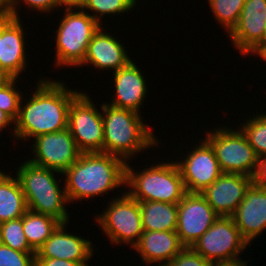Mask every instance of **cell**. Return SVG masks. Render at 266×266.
Wrapping results in <instances>:
<instances>
[{
    "mask_svg": "<svg viewBox=\"0 0 266 266\" xmlns=\"http://www.w3.org/2000/svg\"><path fill=\"white\" fill-rule=\"evenodd\" d=\"M27 104L20 101L19 114L13 127L17 139L36 138L68 128V109L80 93L65 87L61 81L40 79ZM23 105V106H22Z\"/></svg>",
    "mask_w": 266,
    "mask_h": 266,
    "instance_id": "obj_1",
    "label": "cell"
},
{
    "mask_svg": "<svg viewBox=\"0 0 266 266\" xmlns=\"http://www.w3.org/2000/svg\"><path fill=\"white\" fill-rule=\"evenodd\" d=\"M126 161L112 154L81 153L63 174L69 203L89 199L125 186Z\"/></svg>",
    "mask_w": 266,
    "mask_h": 266,
    "instance_id": "obj_2",
    "label": "cell"
},
{
    "mask_svg": "<svg viewBox=\"0 0 266 266\" xmlns=\"http://www.w3.org/2000/svg\"><path fill=\"white\" fill-rule=\"evenodd\" d=\"M104 145L103 153L116 155L129 162L130 157L144 149L158 146L157 137L143 123L138 112L101 104Z\"/></svg>",
    "mask_w": 266,
    "mask_h": 266,
    "instance_id": "obj_3",
    "label": "cell"
},
{
    "mask_svg": "<svg viewBox=\"0 0 266 266\" xmlns=\"http://www.w3.org/2000/svg\"><path fill=\"white\" fill-rule=\"evenodd\" d=\"M16 177L23 191L28 210L52 216L61 223H68L69 214L65 208L68 198L65 187L59 186L54 172H60L41 167L29 160L17 168Z\"/></svg>",
    "mask_w": 266,
    "mask_h": 266,
    "instance_id": "obj_4",
    "label": "cell"
},
{
    "mask_svg": "<svg viewBox=\"0 0 266 266\" xmlns=\"http://www.w3.org/2000/svg\"><path fill=\"white\" fill-rule=\"evenodd\" d=\"M126 163V191L138 202L159 201L178 204L187 193L176 162L159 163L140 173Z\"/></svg>",
    "mask_w": 266,
    "mask_h": 266,
    "instance_id": "obj_5",
    "label": "cell"
},
{
    "mask_svg": "<svg viewBox=\"0 0 266 266\" xmlns=\"http://www.w3.org/2000/svg\"><path fill=\"white\" fill-rule=\"evenodd\" d=\"M65 9L64 16L56 30V59L57 66H80L86 56L88 44L94 33L100 28L88 11Z\"/></svg>",
    "mask_w": 266,
    "mask_h": 266,
    "instance_id": "obj_6",
    "label": "cell"
},
{
    "mask_svg": "<svg viewBox=\"0 0 266 266\" xmlns=\"http://www.w3.org/2000/svg\"><path fill=\"white\" fill-rule=\"evenodd\" d=\"M206 135L205 139L213 147L223 173L254 177L259 158L241 129L236 131L225 126Z\"/></svg>",
    "mask_w": 266,
    "mask_h": 266,
    "instance_id": "obj_7",
    "label": "cell"
},
{
    "mask_svg": "<svg viewBox=\"0 0 266 266\" xmlns=\"http://www.w3.org/2000/svg\"><path fill=\"white\" fill-rule=\"evenodd\" d=\"M124 195L112 199L106 211L96 217V222L108 236L111 244H131L139 241L144 229L141 220L140 204L126 191Z\"/></svg>",
    "mask_w": 266,
    "mask_h": 266,
    "instance_id": "obj_8",
    "label": "cell"
},
{
    "mask_svg": "<svg viewBox=\"0 0 266 266\" xmlns=\"http://www.w3.org/2000/svg\"><path fill=\"white\" fill-rule=\"evenodd\" d=\"M86 93L80 92L68 109V129L81 153H103L104 125Z\"/></svg>",
    "mask_w": 266,
    "mask_h": 266,
    "instance_id": "obj_9",
    "label": "cell"
},
{
    "mask_svg": "<svg viewBox=\"0 0 266 266\" xmlns=\"http://www.w3.org/2000/svg\"><path fill=\"white\" fill-rule=\"evenodd\" d=\"M247 246L248 242L242 237L232 217L219 216L191 248L213 262L239 258L240 252Z\"/></svg>",
    "mask_w": 266,
    "mask_h": 266,
    "instance_id": "obj_10",
    "label": "cell"
},
{
    "mask_svg": "<svg viewBox=\"0 0 266 266\" xmlns=\"http://www.w3.org/2000/svg\"><path fill=\"white\" fill-rule=\"evenodd\" d=\"M33 159L29 161L35 165L53 169L63 173L76 162L81 152L79 151L70 130L46 133L34 138Z\"/></svg>",
    "mask_w": 266,
    "mask_h": 266,
    "instance_id": "obj_11",
    "label": "cell"
},
{
    "mask_svg": "<svg viewBox=\"0 0 266 266\" xmlns=\"http://www.w3.org/2000/svg\"><path fill=\"white\" fill-rule=\"evenodd\" d=\"M176 233L185 247H191L218 219L201 193H186L177 204Z\"/></svg>",
    "mask_w": 266,
    "mask_h": 266,
    "instance_id": "obj_12",
    "label": "cell"
},
{
    "mask_svg": "<svg viewBox=\"0 0 266 266\" xmlns=\"http://www.w3.org/2000/svg\"><path fill=\"white\" fill-rule=\"evenodd\" d=\"M201 141L185 159L176 160L188 193H201L223 173L211 144L206 139Z\"/></svg>",
    "mask_w": 266,
    "mask_h": 266,
    "instance_id": "obj_13",
    "label": "cell"
},
{
    "mask_svg": "<svg viewBox=\"0 0 266 266\" xmlns=\"http://www.w3.org/2000/svg\"><path fill=\"white\" fill-rule=\"evenodd\" d=\"M265 25L266 0H246L238 23L228 36L242 55L261 56Z\"/></svg>",
    "mask_w": 266,
    "mask_h": 266,
    "instance_id": "obj_14",
    "label": "cell"
},
{
    "mask_svg": "<svg viewBox=\"0 0 266 266\" xmlns=\"http://www.w3.org/2000/svg\"><path fill=\"white\" fill-rule=\"evenodd\" d=\"M252 183V177L222 173L201 195L219 216L231 217Z\"/></svg>",
    "mask_w": 266,
    "mask_h": 266,
    "instance_id": "obj_15",
    "label": "cell"
},
{
    "mask_svg": "<svg viewBox=\"0 0 266 266\" xmlns=\"http://www.w3.org/2000/svg\"><path fill=\"white\" fill-rule=\"evenodd\" d=\"M231 217L242 237L250 244L266 229V190L252 183Z\"/></svg>",
    "mask_w": 266,
    "mask_h": 266,
    "instance_id": "obj_16",
    "label": "cell"
},
{
    "mask_svg": "<svg viewBox=\"0 0 266 266\" xmlns=\"http://www.w3.org/2000/svg\"><path fill=\"white\" fill-rule=\"evenodd\" d=\"M20 18L1 17L0 68L17 78L26 68L25 33Z\"/></svg>",
    "mask_w": 266,
    "mask_h": 266,
    "instance_id": "obj_17",
    "label": "cell"
},
{
    "mask_svg": "<svg viewBox=\"0 0 266 266\" xmlns=\"http://www.w3.org/2000/svg\"><path fill=\"white\" fill-rule=\"evenodd\" d=\"M60 223L51 236L37 250L35 258H58L78 263L88 262L93 253L92 242L80 236L66 233L65 226Z\"/></svg>",
    "mask_w": 266,
    "mask_h": 266,
    "instance_id": "obj_18",
    "label": "cell"
},
{
    "mask_svg": "<svg viewBox=\"0 0 266 266\" xmlns=\"http://www.w3.org/2000/svg\"><path fill=\"white\" fill-rule=\"evenodd\" d=\"M103 30L104 27L101 25L94 33L81 66L90 64L98 69H110L115 72L126 67L132 60L127 55L123 44L120 43L121 41Z\"/></svg>",
    "mask_w": 266,
    "mask_h": 266,
    "instance_id": "obj_19",
    "label": "cell"
},
{
    "mask_svg": "<svg viewBox=\"0 0 266 266\" xmlns=\"http://www.w3.org/2000/svg\"><path fill=\"white\" fill-rule=\"evenodd\" d=\"M113 73L116 93L109 105L140 113L147 94V86L139 67L132 60L126 67Z\"/></svg>",
    "mask_w": 266,
    "mask_h": 266,
    "instance_id": "obj_20",
    "label": "cell"
},
{
    "mask_svg": "<svg viewBox=\"0 0 266 266\" xmlns=\"http://www.w3.org/2000/svg\"><path fill=\"white\" fill-rule=\"evenodd\" d=\"M185 246L176 231H143L133 249L140 254L142 261L166 266ZM160 263V264H158Z\"/></svg>",
    "mask_w": 266,
    "mask_h": 266,
    "instance_id": "obj_21",
    "label": "cell"
},
{
    "mask_svg": "<svg viewBox=\"0 0 266 266\" xmlns=\"http://www.w3.org/2000/svg\"><path fill=\"white\" fill-rule=\"evenodd\" d=\"M27 210L17 177L0 172V223L21 218Z\"/></svg>",
    "mask_w": 266,
    "mask_h": 266,
    "instance_id": "obj_22",
    "label": "cell"
},
{
    "mask_svg": "<svg viewBox=\"0 0 266 266\" xmlns=\"http://www.w3.org/2000/svg\"><path fill=\"white\" fill-rule=\"evenodd\" d=\"M145 231H176L177 204L159 201L139 202Z\"/></svg>",
    "mask_w": 266,
    "mask_h": 266,
    "instance_id": "obj_23",
    "label": "cell"
},
{
    "mask_svg": "<svg viewBox=\"0 0 266 266\" xmlns=\"http://www.w3.org/2000/svg\"><path fill=\"white\" fill-rule=\"evenodd\" d=\"M23 232L29 245L37 252L61 223L56 218L30 210L22 216Z\"/></svg>",
    "mask_w": 266,
    "mask_h": 266,
    "instance_id": "obj_24",
    "label": "cell"
},
{
    "mask_svg": "<svg viewBox=\"0 0 266 266\" xmlns=\"http://www.w3.org/2000/svg\"><path fill=\"white\" fill-rule=\"evenodd\" d=\"M246 0H208L214 17L228 34L238 23Z\"/></svg>",
    "mask_w": 266,
    "mask_h": 266,
    "instance_id": "obj_25",
    "label": "cell"
},
{
    "mask_svg": "<svg viewBox=\"0 0 266 266\" xmlns=\"http://www.w3.org/2000/svg\"><path fill=\"white\" fill-rule=\"evenodd\" d=\"M239 127L258 158L266 156V113H258Z\"/></svg>",
    "mask_w": 266,
    "mask_h": 266,
    "instance_id": "obj_26",
    "label": "cell"
},
{
    "mask_svg": "<svg viewBox=\"0 0 266 266\" xmlns=\"http://www.w3.org/2000/svg\"><path fill=\"white\" fill-rule=\"evenodd\" d=\"M0 243L21 252H36L23 232L22 217L0 223Z\"/></svg>",
    "mask_w": 266,
    "mask_h": 266,
    "instance_id": "obj_27",
    "label": "cell"
},
{
    "mask_svg": "<svg viewBox=\"0 0 266 266\" xmlns=\"http://www.w3.org/2000/svg\"><path fill=\"white\" fill-rule=\"evenodd\" d=\"M136 2L135 0H86L82 9L96 12L97 15L93 14L91 16L102 25V16L104 17L105 14L119 15L120 13H126L134 8Z\"/></svg>",
    "mask_w": 266,
    "mask_h": 266,
    "instance_id": "obj_28",
    "label": "cell"
},
{
    "mask_svg": "<svg viewBox=\"0 0 266 266\" xmlns=\"http://www.w3.org/2000/svg\"><path fill=\"white\" fill-rule=\"evenodd\" d=\"M17 78H12L4 86L0 87V109L7 113L14 121L17 119L20 101L23 97L16 87Z\"/></svg>",
    "mask_w": 266,
    "mask_h": 266,
    "instance_id": "obj_29",
    "label": "cell"
},
{
    "mask_svg": "<svg viewBox=\"0 0 266 266\" xmlns=\"http://www.w3.org/2000/svg\"><path fill=\"white\" fill-rule=\"evenodd\" d=\"M36 252H21L0 243V266H35Z\"/></svg>",
    "mask_w": 266,
    "mask_h": 266,
    "instance_id": "obj_30",
    "label": "cell"
},
{
    "mask_svg": "<svg viewBox=\"0 0 266 266\" xmlns=\"http://www.w3.org/2000/svg\"><path fill=\"white\" fill-rule=\"evenodd\" d=\"M166 266H211V262L191 247H184Z\"/></svg>",
    "mask_w": 266,
    "mask_h": 266,
    "instance_id": "obj_31",
    "label": "cell"
},
{
    "mask_svg": "<svg viewBox=\"0 0 266 266\" xmlns=\"http://www.w3.org/2000/svg\"><path fill=\"white\" fill-rule=\"evenodd\" d=\"M21 2L28 5V8L31 7L34 10L41 11V13L46 12L50 13L55 10V8L60 7L58 0H20ZM19 0H8V7H9V16L19 18L18 10V3H21Z\"/></svg>",
    "mask_w": 266,
    "mask_h": 266,
    "instance_id": "obj_32",
    "label": "cell"
},
{
    "mask_svg": "<svg viewBox=\"0 0 266 266\" xmlns=\"http://www.w3.org/2000/svg\"><path fill=\"white\" fill-rule=\"evenodd\" d=\"M35 266H88V264L58 258H35Z\"/></svg>",
    "mask_w": 266,
    "mask_h": 266,
    "instance_id": "obj_33",
    "label": "cell"
},
{
    "mask_svg": "<svg viewBox=\"0 0 266 266\" xmlns=\"http://www.w3.org/2000/svg\"><path fill=\"white\" fill-rule=\"evenodd\" d=\"M253 183L266 190V156L259 158L256 173L253 177Z\"/></svg>",
    "mask_w": 266,
    "mask_h": 266,
    "instance_id": "obj_34",
    "label": "cell"
},
{
    "mask_svg": "<svg viewBox=\"0 0 266 266\" xmlns=\"http://www.w3.org/2000/svg\"><path fill=\"white\" fill-rule=\"evenodd\" d=\"M211 266H247L246 261L241 260V258H233L227 260H218L211 262Z\"/></svg>",
    "mask_w": 266,
    "mask_h": 266,
    "instance_id": "obj_35",
    "label": "cell"
},
{
    "mask_svg": "<svg viewBox=\"0 0 266 266\" xmlns=\"http://www.w3.org/2000/svg\"><path fill=\"white\" fill-rule=\"evenodd\" d=\"M86 0H58L59 2V6L61 7L63 5V7L66 6V9H80L83 7V5L85 4Z\"/></svg>",
    "mask_w": 266,
    "mask_h": 266,
    "instance_id": "obj_36",
    "label": "cell"
},
{
    "mask_svg": "<svg viewBox=\"0 0 266 266\" xmlns=\"http://www.w3.org/2000/svg\"><path fill=\"white\" fill-rule=\"evenodd\" d=\"M9 124H15V121L7 113L0 109V132L9 126Z\"/></svg>",
    "mask_w": 266,
    "mask_h": 266,
    "instance_id": "obj_37",
    "label": "cell"
},
{
    "mask_svg": "<svg viewBox=\"0 0 266 266\" xmlns=\"http://www.w3.org/2000/svg\"><path fill=\"white\" fill-rule=\"evenodd\" d=\"M9 16L8 0H0V17Z\"/></svg>",
    "mask_w": 266,
    "mask_h": 266,
    "instance_id": "obj_38",
    "label": "cell"
},
{
    "mask_svg": "<svg viewBox=\"0 0 266 266\" xmlns=\"http://www.w3.org/2000/svg\"><path fill=\"white\" fill-rule=\"evenodd\" d=\"M12 77L8 75L3 69L0 68V87L8 83Z\"/></svg>",
    "mask_w": 266,
    "mask_h": 266,
    "instance_id": "obj_39",
    "label": "cell"
},
{
    "mask_svg": "<svg viewBox=\"0 0 266 266\" xmlns=\"http://www.w3.org/2000/svg\"><path fill=\"white\" fill-rule=\"evenodd\" d=\"M266 51V25L263 32V53Z\"/></svg>",
    "mask_w": 266,
    "mask_h": 266,
    "instance_id": "obj_40",
    "label": "cell"
},
{
    "mask_svg": "<svg viewBox=\"0 0 266 266\" xmlns=\"http://www.w3.org/2000/svg\"><path fill=\"white\" fill-rule=\"evenodd\" d=\"M260 58H263V60L266 61V51L260 56Z\"/></svg>",
    "mask_w": 266,
    "mask_h": 266,
    "instance_id": "obj_41",
    "label": "cell"
},
{
    "mask_svg": "<svg viewBox=\"0 0 266 266\" xmlns=\"http://www.w3.org/2000/svg\"><path fill=\"white\" fill-rule=\"evenodd\" d=\"M0 48H1V17H0Z\"/></svg>",
    "mask_w": 266,
    "mask_h": 266,
    "instance_id": "obj_42",
    "label": "cell"
}]
</instances>
